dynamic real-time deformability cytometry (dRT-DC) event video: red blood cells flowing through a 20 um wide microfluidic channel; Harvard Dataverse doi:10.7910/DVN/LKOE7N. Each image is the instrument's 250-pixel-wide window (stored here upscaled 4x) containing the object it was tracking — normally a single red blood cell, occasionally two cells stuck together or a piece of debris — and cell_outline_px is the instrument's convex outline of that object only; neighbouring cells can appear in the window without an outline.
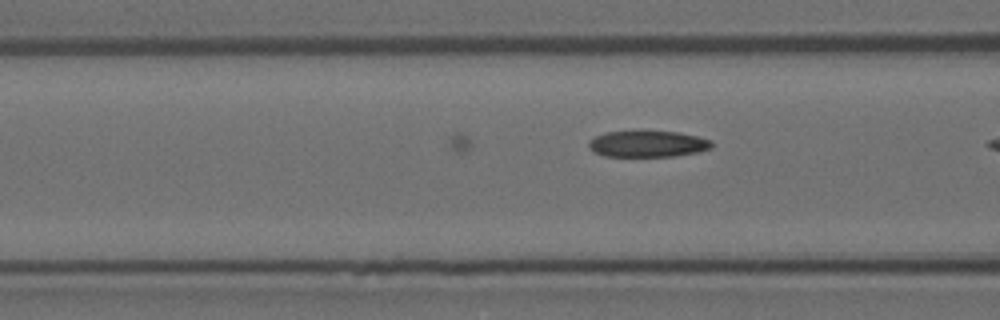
{"species": "Egyptian fruit bat (a non-hibernating species)", "species_latin": "Rousettus aegyptiacus", "temperature_condition": "room temperature", "stored_images_in_passage": 18, "segment_of_instrument_passage": [2, 2], "camera_frame_rate_fps": 3000, "um_per_image_px": 0.085, "animal": {"sex": "female"}, "frame": {"image": 1, "passage_image": 18, "time_ms": 5.667, "image_size_px": [1000, 320], "cell_outline_px": [[712, 148], [700, 152], [676, 156], [604, 156], [592, 152], [588, 148], [588, 144], [596, 136], [604, 132], [676, 132], [696, 136], [712, 140]], "centroid_in_image_um": [55.07, 12.25], "position_along_channel_um": 111.5, "area_um2": 18.73}}